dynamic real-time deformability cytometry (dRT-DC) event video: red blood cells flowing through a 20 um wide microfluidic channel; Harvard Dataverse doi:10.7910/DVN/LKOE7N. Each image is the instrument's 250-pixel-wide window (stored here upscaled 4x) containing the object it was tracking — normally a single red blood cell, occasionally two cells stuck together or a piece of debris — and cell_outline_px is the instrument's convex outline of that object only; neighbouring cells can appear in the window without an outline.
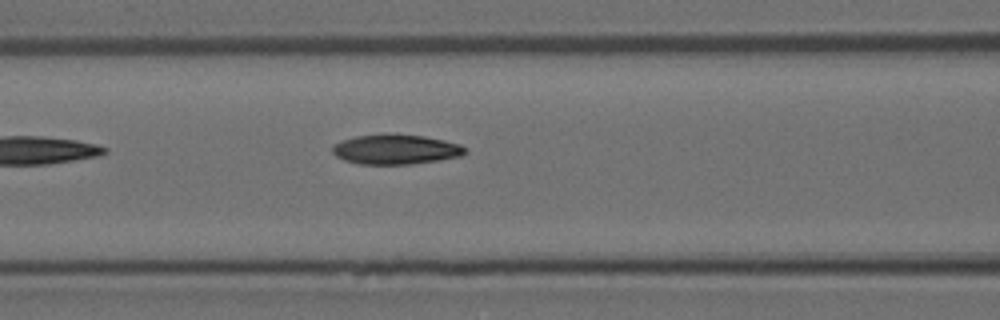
{"species": "Egyptian fruit bat (a non-hibernating species)", "species_latin": "Rousettus aegyptiacus", "temperature_condition": "room temperature", "stored_images_in_passage": 4, "camera_frame_rate_fps": 3000, "um_per_image_px": 0.085, "animal": {"sex": "female"}, "frame": {"image": 1, "passage_image": 4, "time_ms": 1.0, "image_size_px": [1000, 320], "cell_outline_px": [[468, 152], [460, 156], [440, 160], [412, 164], [360, 164], [344, 160], [336, 156], [332, 152], [332, 144], [340, 140], [356, 136], [424, 136], [444, 140], [460, 144], [468, 148]], "centroid_in_image_um": [33.66, 12.73], "position_along_channel_um": 132.9, "area_um2": 22.66}}